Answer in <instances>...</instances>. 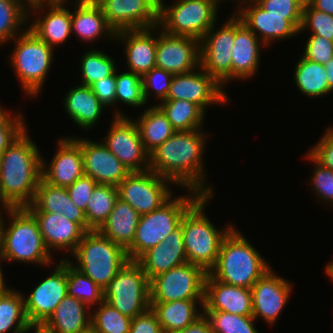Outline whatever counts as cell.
Instances as JSON below:
<instances>
[{
    "label": "cell",
    "instance_id": "6da1fadb",
    "mask_svg": "<svg viewBox=\"0 0 333 333\" xmlns=\"http://www.w3.org/2000/svg\"><path fill=\"white\" fill-rule=\"evenodd\" d=\"M202 130L176 131L149 154V170L181 188L213 196L214 188L205 182L203 155L208 137Z\"/></svg>",
    "mask_w": 333,
    "mask_h": 333
},
{
    "label": "cell",
    "instance_id": "7a4b0ae2",
    "mask_svg": "<svg viewBox=\"0 0 333 333\" xmlns=\"http://www.w3.org/2000/svg\"><path fill=\"white\" fill-rule=\"evenodd\" d=\"M27 131L0 156V204L9 208L30 205L42 178V155Z\"/></svg>",
    "mask_w": 333,
    "mask_h": 333
},
{
    "label": "cell",
    "instance_id": "3957f363",
    "mask_svg": "<svg viewBox=\"0 0 333 333\" xmlns=\"http://www.w3.org/2000/svg\"><path fill=\"white\" fill-rule=\"evenodd\" d=\"M269 269V263L234 226L223 238L217 262L208 273L224 284L251 289Z\"/></svg>",
    "mask_w": 333,
    "mask_h": 333
},
{
    "label": "cell",
    "instance_id": "277c9868",
    "mask_svg": "<svg viewBox=\"0 0 333 333\" xmlns=\"http://www.w3.org/2000/svg\"><path fill=\"white\" fill-rule=\"evenodd\" d=\"M5 213L11 222L3 223L1 261L36 263L42 267L53 263L34 215L26 207L8 208Z\"/></svg>",
    "mask_w": 333,
    "mask_h": 333
},
{
    "label": "cell",
    "instance_id": "5b68a950",
    "mask_svg": "<svg viewBox=\"0 0 333 333\" xmlns=\"http://www.w3.org/2000/svg\"><path fill=\"white\" fill-rule=\"evenodd\" d=\"M213 196L203 195L183 216L180 227L189 263L202 267L207 273L215 266L223 238L234 227L227 224L216 229L205 214V205Z\"/></svg>",
    "mask_w": 333,
    "mask_h": 333
},
{
    "label": "cell",
    "instance_id": "8992f818",
    "mask_svg": "<svg viewBox=\"0 0 333 333\" xmlns=\"http://www.w3.org/2000/svg\"><path fill=\"white\" fill-rule=\"evenodd\" d=\"M189 196L171 197L158 209L140 215L132 244L126 249L129 260L136 261L144 252L164 241L180 227L185 213L203 196L187 189Z\"/></svg>",
    "mask_w": 333,
    "mask_h": 333
},
{
    "label": "cell",
    "instance_id": "52a82bcc",
    "mask_svg": "<svg viewBox=\"0 0 333 333\" xmlns=\"http://www.w3.org/2000/svg\"><path fill=\"white\" fill-rule=\"evenodd\" d=\"M71 255L77 261L75 264L68 258L71 265L88 276L103 290L117 275V272L130 261L125 248L114 243L98 230L85 232Z\"/></svg>",
    "mask_w": 333,
    "mask_h": 333
},
{
    "label": "cell",
    "instance_id": "ba28073f",
    "mask_svg": "<svg viewBox=\"0 0 333 333\" xmlns=\"http://www.w3.org/2000/svg\"><path fill=\"white\" fill-rule=\"evenodd\" d=\"M12 41L15 48L10 63L25 95L35 97L40 93L51 69L54 49L25 28Z\"/></svg>",
    "mask_w": 333,
    "mask_h": 333
},
{
    "label": "cell",
    "instance_id": "9c48e42d",
    "mask_svg": "<svg viewBox=\"0 0 333 333\" xmlns=\"http://www.w3.org/2000/svg\"><path fill=\"white\" fill-rule=\"evenodd\" d=\"M219 5L217 0H176L166 6L161 0L158 27L168 34L201 40L216 24Z\"/></svg>",
    "mask_w": 333,
    "mask_h": 333
},
{
    "label": "cell",
    "instance_id": "30bf717a",
    "mask_svg": "<svg viewBox=\"0 0 333 333\" xmlns=\"http://www.w3.org/2000/svg\"><path fill=\"white\" fill-rule=\"evenodd\" d=\"M104 300L132 319L150 308V280L136 261L117 272L104 289Z\"/></svg>",
    "mask_w": 333,
    "mask_h": 333
},
{
    "label": "cell",
    "instance_id": "8fae6325",
    "mask_svg": "<svg viewBox=\"0 0 333 333\" xmlns=\"http://www.w3.org/2000/svg\"><path fill=\"white\" fill-rule=\"evenodd\" d=\"M207 272L189 262L150 280V302L204 300Z\"/></svg>",
    "mask_w": 333,
    "mask_h": 333
},
{
    "label": "cell",
    "instance_id": "7c38bea8",
    "mask_svg": "<svg viewBox=\"0 0 333 333\" xmlns=\"http://www.w3.org/2000/svg\"><path fill=\"white\" fill-rule=\"evenodd\" d=\"M116 108L103 144L130 172L149 170V153L144 148L135 119Z\"/></svg>",
    "mask_w": 333,
    "mask_h": 333
},
{
    "label": "cell",
    "instance_id": "4fadbf2b",
    "mask_svg": "<svg viewBox=\"0 0 333 333\" xmlns=\"http://www.w3.org/2000/svg\"><path fill=\"white\" fill-rule=\"evenodd\" d=\"M215 26L200 40V67L223 87L232 81L235 12L220 28L216 30Z\"/></svg>",
    "mask_w": 333,
    "mask_h": 333
},
{
    "label": "cell",
    "instance_id": "5bb4252c",
    "mask_svg": "<svg viewBox=\"0 0 333 333\" xmlns=\"http://www.w3.org/2000/svg\"><path fill=\"white\" fill-rule=\"evenodd\" d=\"M172 181L151 170L130 172L117 186L118 197L130 204L140 215L148 214L173 197Z\"/></svg>",
    "mask_w": 333,
    "mask_h": 333
},
{
    "label": "cell",
    "instance_id": "9a60e30c",
    "mask_svg": "<svg viewBox=\"0 0 333 333\" xmlns=\"http://www.w3.org/2000/svg\"><path fill=\"white\" fill-rule=\"evenodd\" d=\"M66 258H61L54 271L30 292L24 295L27 320L30 325H43L57 305L67 296Z\"/></svg>",
    "mask_w": 333,
    "mask_h": 333
},
{
    "label": "cell",
    "instance_id": "2e32d148",
    "mask_svg": "<svg viewBox=\"0 0 333 333\" xmlns=\"http://www.w3.org/2000/svg\"><path fill=\"white\" fill-rule=\"evenodd\" d=\"M177 99L195 103L204 112L209 106L229 101L224 87L201 67L189 73L174 74L165 100Z\"/></svg>",
    "mask_w": 333,
    "mask_h": 333
},
{
    "label": "cell",
    "instance_id": "e0dca14e",
    "mask_svg": "<svg viewBox=\"0 0 333 333\" xmlns=\"http://www.w3.org/2000/svg\"><path fill=\"white\" fill-rule=\"evenodd\" d=\"M155 31L158 33L156 67L173 74L189 73L200 67V40L168 34L158 26Z\"/></svg>",
    "mask_w": 333,
    "mask_h": 333
},
{
    "label": "cell",
    "instance_id": "ac0fdd59",
    "mask_svg": "<svg viewBox=\"0 0 333 333\" xmlns=\"http://www.w3.org/2000/svg\"><path fill=\"white\" fill-rule=\"evenodd\" d=\"M108 24L115 30L146 29L158 26L161 0H95Z\"/></svg>",
    "mask_w": 333,
    "mask_h": 333
},
{
    "label": "cell",
    "instance_id": "d6986e66",
    "mask_svg": "<svg viewBox=\"0 0 333 333\" xmlns=\"http://www.w3.org/2000/svg\"><path fill=\"white\" fill-rule=\"evenodd\" d=\"M291 289L289 281L269 269L251 288L255 320L260 317L269 325L275 324L290 298Z\"/></svg>",
    "mask_w": 333,
    "mask_h": 333
},
{
    "label": "cell",
    "instance_id": "ffe728a7",
    "mask_svg": "<svg viewBox=\"0 0 333 333\" xmlns=\"http://www.w3.org/2000/svg\"><path fill=\"white\" fill-rule=\"evenodd\" d=\"M57 143L51 163L47 165L42 158L41 175L48 184L66 188L84 175L81 145L71 136L61 137Z\"/></svg>",
    "mask_w": 333,
    "mask_h": 333
},
{
    "label": "cell",
    "instance_id": "44dd1931",
    "mask_svg": "<svg viewBox=\"0 0 333 333\" xmlns=\"http://www.w3.org/2000/svg\"><path fill=\"white\" fill-rule=\"evenodd\" d=\"M73 138L81 145L84 174L90 176L98 184L118 186L130 173L122 162L103 142L98 143L88 138Z\"/></svg>",
    "mask_w": 333,
    "mask_h": 333
},
{
    "label": "cell",
    "instance_id": "7402d4cb",
    "mask_svg": "<svg viewBox=\"0 0 333 333\" xmlns=\"http://www.w3.org/2000/svg\"><path fill=\"white\" fill-rule=\"evenodd\" d=\"M65 3H40L28 5V21L30 11L37 13L34 21L27 27L38 38L47 43L51 48L65 43L72 34L71 28V10L65 8ZM43 15V11H45ZM40 12V13H39ZM42 12V13H41ZM39 14V15H38ZM42 14V16H41Z\"/></svg>",
    "mask_w": 333,
    "mask_h": 333
},
{
    "label": "cell",
    "instance_id": "603a6c76",
    "mask_svg": "<svg viewBox=\"0 0 333 333\" xmlns=\"http://www.w3.org/2000/svg\"><path fill=\"white\" fill-rule=\"evenodd\" d=\"M235 12L265 47L276 40H287L299 34V30L285 16L270 15L254 0L243 2Z\"/></svg>",
    "mask_w": 333,
    "mask_h": 333
},
{
    "label": "cell",
    "instance_id": "cb8c5ba5",
    "mask_svg": "<svg viewBox=\"0 0 333 333\" xmlns=\"http://www.w3.org/2000/svg\"><path fill=\"white\" fill-rule=\"evenodd\" d=\"M203 311H222L241 316H252L251 289L224 284L207 273Z\"/></svg>",
    "mask_w": 333,
    "mask_h": 333
},
{
    "label": "cell",
    "instance_id": "d4e9b609",
    "mask_svg": "<svg viewBox=\"0 0 333 333\" xmlns=\"http://www.w3.org/2000/svg\"><path fill=\"white\" fill-rule=\"evenodd\" d=\"M152 32H155V27L116 32L117 42L121 40L120 43L125 44L128 71L143 76L156 67L157 37Z\"/></svg>",
    "mask_w": 333,
    "mask_h": 333
},
{
    "label": "cell",
    "instance_id": "484cf974",
    "mask_svg": "<svg viewBox=\"0 0 333 333\" xmlns=\"http://www.w3.org/2000/svg\"><path fill=\"white\" fill-rule=\"evenodd\" d=\"M136 262L149 280L187 263L181 227L170 233L164 241L144 252Z\"/></svg>",
    "mask_w": 333,
    "mask_h": 333
},
{
    "label": "cell",
    "instance_id": "4316f807",
    "mask_svg": "<svg viewBox=\"0 0 333 333\" xmlns=\"http://www.w3.org/2000/svg\"><path fill=\"white\" fill-rule=\"evenodd\" d=\"M36 218L44 243L51 250H65L73 253L82 240L85 231L62 214L31 212Z\"/></svg>",
    "mask_w": 333,
    "mask_h": 333
},
{
    "label": "cell",
    "instance_id": "83f0119b",
    "mask_svg": "<svg viewBox=\"0 0 333 333\" xmlns=\"http://www.w3.org/2000/svg\"><path fill=\"white\" fill-rule=\"evenodd\" d=\"M265 45L260 41L235 14V38L232 47V80H246L258 73L260 65L261 47Z\"/></svg>",
    "mask_w": 333,
    "mask_h": 333
},
{
    "label": "cell",
    "instance_id": "f1b7e54d",
    "mask_svg": "<svg viewBox=\"0 0 333 333\" xmlns=\"http://www.w3.org/2000/svg\"><path fill=\"white\" fill-rule=\"evenodd\" d=\"M26 208L30 212L62 214L87 232V221L84 211L71 201L66 188L50 185L42 178L38 183L33 202Z\"/></svg>",
    "mask_w": 333,
    "mask_h": 333
},
{
    "label": "cell",
    "instance_id": "f546056e",
    "mask_svg": "<svg viewBox=\"0 0 333 333\" xmlns=\"http://www.w3.org/2000/svg\"><path fill=\"white\" fill-rule=\"evenodd\" d=\"M75 10L71 12L72 34L84 42H93L100 37L115 40L116 32L108 24L101 7L92 0L74 2Z\"/></svg>",
    "mask_w": 333,
    "mask_h": 333
},
{
    "label": "cell",
    "instance_id": "4dcf8cb0",
    "mask_svg": "<svg viewBox=\"0 0 333 333\" xmlns=\"http://www.w3.org/2000/svg\"><path fill=\"white\" fill-rule=\"evenodd\" d=\"M89 312V306L67 295L43 326L53 333H84L91 329V315L87 314Z\"/></svg>",
    "mask_w": 333,
    "mask_h": 333
},
{
    "label": "cell",
    "instance_id": "1f68e13d",
    "mask_svg": "<svg viewBox=\"0 0 333 333\" xmlns=\"http://www.w3.org/2000/svg\"><path fill=\"white\" fill-rule=\"evenodd\" d=\"M64 108L75 125L86 131L97 125L103 109L106 108L90 86H75L64 97Z\"/></svg>",
    "mask_w": 333,
    "mask_h": 333
},
{
    "label": "cell",
    "instance_id": "d6a6232c",
    "mask_svg": "<svg viewBox=\"0 0 333 333\" xmlns=\"http://www.w3.org/2000/svg\"><path fill=\"white\" fill-rule=\"evenodd\" d=\"M198 302V303H197ZM163 333L182 330L204 315V300H176L171 302H150ZM201 306L202 311L198 309Z\"/></svg>",
    "mask_w": 333,
    "mask_h": 333
},
{
    "label": "cell",
    "instance_id": "836d02e7",
    "mask_svg": "<svg viewBox=\"0 0 333 333\" xmlns=\"http://www.w3.org/2000/svg\"><path fill=\"white\" fill-rule=\"evenodd\" d=\"M139 219L140 214L130 204L118 198L107 220L98 231L127 249L134 240Z\"/></svg>",
    "mask_w": 333,
    "mask_h": 333
},
{
    "label": "cell",
    "instance_id": "e575fe53",
    "mask_svg": "<svg viewBox=\"0 0 333 333\" xmlns=\"http://www.w3.org/2000/svg\"><path fill=\"white\" fill-rule=\"evenodd\" d=\"M137 119L135 123L144 148L149 154L176 132L157 105L147 107Z\"/></svg>",
    "mask_w": 333,
    "mask_h": 333
},
{
    "label": "cell",
    "instance_id": "d590c367",
    "mask_svg": "<svg viewBox=\"0 0 333 333\" xmlns=\"http://www.w3.org/2000/svg\"><path fill=\"white\" fill-rule=\"evenodd\" d=\"M9 288L7 286L0 293V333L31 332L25 313L24 294Z\"/></svg>",
    "mask_w": 333,
    "mask_h": 333
},
{
    "label": "cell",
    "instance_id": "8d00e7d4",
    "mask_svg": "<svg viewBox=\"0 0 333 333\" xmlns=\"http://www.w3.org/2000/svg\"><path fill=\"white\" fill-rule=\"evenodd\" d=\"M294 70L296 87L306 97L319 98L333 92L328 85L324 64L307 60L302 55Z\"/></svg>",
    "mask_w": 333,
    "mask_h": 333
},
{
    "label": "cell",
    "instance_id": "74e56055",
    "mask_svg": "<svg viewBox=\"0 0 333 333\" xmlns=\"http://www.w3.org/2000/svg\"><path fill=\"white\" fill-rule=\"evenodd\" d=\"M176 131H192L202 128L206 114L197 104L186 100H163L156 103Z\"/></svg>",
    "mask_w": 333,
    "mask_h": 333
},
{
    "label": "cell",
    "instance_id": "f35d334b",
    "mask_svg": "<svg viewBox=\"0 0 333 333\" xmlns=\"http://www.w3.org/2000/svg\"><path fill=\"white\" fill-rule=\"evenodd\" d=\"M118 198V188L116 186L96 185L84 212L87 221V231L98 230L102 226Z\"/></svg>",
    "mask_w": 333,
    "mask_h": 333
},
{
    "label": "cell",
    "instance_id": "ab89813d",
    "mask_svg": "<svg viewBox=\"0 0 333 333\" xmlns=\"http://www.w3.org/2000/svg\"><path fill=\"white\" fill-rule=\"evenodd\" d=\"M28 5V0H0V45L10 42L19 35L20 30H25Z\"/></svg>",
    "mask_w": 333,
    "mask_h": 333
},
{
    "label": "cell",
    "instance_id": "60d3db41",
    "mask_svg": "<svg viewBox=\"0 0 333 333\" xmlns=\"http://www.w3.org/2000/svg\"><path fill=\"white\" fill-rule=\"evenodd\" d=\"M67 295L85 303L91 309L104 300V290L66 259Z\"/></svg>",
    "mask_w": 333,
    "mask_h": 333
},
{
    "label": "cell",
    "instance_id": "b9f144b4",
    "mask_svg": "<svg viewBox=\"0 0 333 333\" xmlns=\"http://www.w3.org/2000/svg\"><path fill=\"white\" fill-rule=\"evenodd\" d=\"M80 61L81 84L86 86L112 75L117 69L111 56L94 48L85 52Z\"/></svg>",
    "mask_w": 333,
    "mask_h": 333
},
{
    "label": "cell",
    "instance_id": "7bdbcfd3",
    "mask_svg": "<svg viewBox=\"0 0 333 333\" xmlns=\"http://www.w3.org/2000/svg\"><path fill=\"white\" fill-rule=\"evenodd\" d=\"M91 314V329L95 333H129L132 318L103 300Z\"/></svg>",
    "mask_w": 333,
    "mask_h": 333
},
{
    "label": "cell",
    "instance_id": "ee69618b",
    "mask_svg": "<svg viewBox=\"0 0 333 333\" xmlns=\"http://www.w3.org/2000/svg\"><path fill=\"white\" fill-rule=\"evenodd\" d=\"M213 333H259L253 316H241L222 311H204Z\"/></svg>",
    "mask_w": 333,
    "mask_h": 333
},
{
    "label": "cell",
    "instance_id": "f6af8a7d",
    "mask_svg": "<svg viewBox=\"0 0 333 333\" xmlns=\"http://www.w3.org/2000/svg\"><path fill=\"white\" fill-rule=\"evenodd\" d=\"M116 69V100L133 107H142L145 104L142 87V76L131 71L117 73Z\"/></svg>",
    "mask_w": 333,
    "mask_h": 333
},
{
    "label": "cell",
    "instance_id": "bcb514c9",
    "mask_svg": "<svg viewBox=\"0 0 333 333\" xmlns=\"http://www.w3.org/2000/svg\"><path fill=\"white\" fill-rule=\"evenodd\" d=\"M307 28L311 29V34L333 41V16L313 8L308 2L303 5L299 34Z\"/></svg>",
    "mask_w": 333,
    "mask_h": 333
},
{
    "label": "cell",
    "instance_id": "7dc6e473",
    "mask_svg": "<svg viewBox=\"0 0 333 333\" xmlns=\"http://www.w3.org/2000/svg\"><path fill=\"white\" fill-rule=\"evenodd\" d=\"M173 76V73L165 71L159 67H154L149 72L145 73L142 76L143 96L145 102L148 103L151 92L152 94L154 93V98L159 99V103L165 100L169 93Z\"/></svg>",
    "mask_w": 333,
    "mask_h": 333
},
{
    "label": "cell",
    "instance_id": "c3c4849f",
    "mask_svg": "<svg viewBox=\"0 0 333 333\" xmlns=\"http://www.w3.org/2000/svg\"><path fill=\"white\" fill-rule=\"evenodd\" d=\"M270 15L285 16L298 30L304 3L301 0H254Z\"/></svg>",
    "mask_w": 333,
    "mask_h": 333
},
{
    "label": "cell",
    "instance_id": "681fc988",
    "mask_svg": "<svg viewBox=\"0 0 333 333\" xmlns=\"http://www.w3.org/2000/svg\"><path fill=\"white\" fill-rule=\"evenodd\" d=\"M305 158L309 159L313 165L315 164L310 183L312 191L315 192V198L324 201L325 204H333V170L316 162L308 153Z\"/></svg>",
    "mask_w": 333,
    "mask_h": 333
},
{
    "label": "cell",
    "instance_id": "f907efd6",
    "mask_svg": "<svg viewBox=\"0 0 333 333\" xmlns=\"http://www.w3.org/2000/svg\"><path fill=\"white\" fill-rule=\"evenodd\" d=\"M23 113H10L0 122V156L8 146L26 130Z\"/></svg>",
    "mask_w": 333,
    "mask_h": 333
},
{
    "label": "cell",
    "instance_id": "816d5d0a",
    "mask_svg": "<svg viewBox=\"0 0 333 333\" xmlns=\"http://www.w3.org/2000/svg\"><path fill=\"white\" fill-rule=\"evenodd\" d=\"M307 39L303 53L307 60L325 64L333 58V41L313 34Z\"/></svg>",
    "mask_w": 333,
    "mask_h": 333
},
{
    "label": "cell",
    "instance_id": "f5cc1de1",
    "mask_svg": "<svg viewBox=\"0 0 333 333\" xmlns=\"http://www.w3.org/2000/svg\"><path fill=\"white\" fill-rule=\"evenodd\" d=\"M97 184L90 176L84 174L71 185L67 186L66 190L71 201L85 212L88 200Z\"/></svg>",
    "mask_w": 333,
    "mask_h": 333
},
{
    "label": "cell",
    "instance_id": "db71d44e",
    "mask_svg": "<svg viewBox=\"0 0 333 333\" xmlns=\"http://www.w3.org/2000/svg\"><path fill=\"white\" fill-rule=\"evenodd\" d=\"M320 140L308 153L316 162L333 170V127L327 128Z\"/></svg>",
    "mask_w": 333,
    "mask_h": 333
},
{
    "label": "cell",
    "instance_id": "11a10c76",
    "mask_svg": "<svg viewBox=\"0 0 333 333\" xmlns=\"http://www.w3.org/2000/svg\"><path fill=\"white\" fill-rule=\"evenodd\" d=\"M91 90L99 101L106 107L115 106L116 100V71L102 80H98L90 85Z\"/></svg>",
    "mask_w": 333,
    "mask_h": 333
},
{
    "label": "cell",
    "instance_id": "9f6ffc18",
    "mask_svg": "<svg viewBox=\"0 0 333 333\" xmlns=\"http://www.w3.org/2000/svg\"><path fill=\"white\" fill-rule=\"evenodd\" d=\"M129 333H163L155 313L149 308L131 320Z\"/></svg>",
    "mask_w": 333,
    "mask_h": 333
},
{
    "label": "cell",
    "instance_id": "6f0895ef",
    "mask_svg": "<svg viewBox=\"0 0 333 333\" xmlns=\"http://www.w3.org/2000/svg\"><path fill=\"white\" fill-rule=\"evenodd\" d=\"M168 333H213L209 320L203 315L196 322L182 330H176Z\"/></svg>",
    "mask_w": 333,
    "mask_h": 333
},
{
    "label": "cell",
    "instance_id": "680465c9",
    "mask_svg": "<svg viewBox=\"0 0 333 333\" xmlns=\"http://www.w3.org/2000/svg\"><path fill=\"white\" fill-rule=\"evenodd\" d=\"M315 9L333 16V0H308Z\"/></svg>",
    "mask_w": 333,
    "mask_h": 333
},
{
    "label": "cell",
    "instance_id": "91938a15",
    "mask_svg": "<svg viewBox=\"0 0 333 333\" xmlns=\"http://www.w3.org/2000/svg\"><path fill=\"white\" fill-rule=\"evenodd\" d=\"M329 88L333 91V58L324 64Z\"/></svg>",
    "mask_w": 333,
    "mask_h": 333
},
{
    "label": "cell",
    "instance_id": "94428289",
    "mask_svg": "<svg viewBox=\"0 0 333 333\" xmlns=\"http://www.w3.org/2000/svg\"><path fill=\"white\" fill-rule=\"evenodd\" d=\"M67 1V2H66ZM69 0H28L29 4H40V3H69ZM76 1V0H74Z\"/></svg>",
    "mask_w": 333,
    "mask_h": 333
},
{
    "label": "cell",
    "instance_id": "6125c7cd",
    "mask_svg": "<svg viewBox=\"0 0 333 333\" xmlns=\"http://www.w3.org/2000/svg\"><path fill=\"white\" fill-rule=\"evenodd\" d=\"M2 208H0V211L1 209H3V211H6L9 207L7 206H0ZM2 215V216H1ZM5 218H3V214H2V211L0 212V251H1V247H2V229H3V223H4V220Z\"/></svg>",
    "mask_w": 333,
    "mask_h": 333
},
{
    "label": "cell",
    "instance_id": "be15d7a7",
    "mask_svg": "<svg viewBox=\"0 0 333 333\" xmlns=\"http://www.w3.org/2000/svg\"><path fill=\"white\" fill-rule=\"evenodd\" d=\"M31 330L34 333H53L52 331L46 329L43 325H31Z\"/></svg>",
    "mask_w": 333,
    "mask_h": 333
},
{
    "label": "cell",
    "instance_id": "e7e4bbea",
    "mask_svg": "<svg viewBox=\"0 0 333 333\" xmlns=\"http://www.w3.org/2000/svg\"><path fill=\"white\" fill-rule=\"evenodd\" d=\"M1 262V259H0ZM1 266V265H0ZM3 269L0 267V293H2L7 287L6 283H5V279L3 276Z\"/></svg>",
    "mask_w": 333,
    "mask_h": 333
},
{
    "label": "cell",
    "instance_id": "03108f58",
    "mask_svg": "<svg viewBox=\"0 0 333 333\" xmlns=\"http://www.w3.org/2000/svg\"><path fill=\"white\" fill-rule=\"evenodd\" d=\"M326 274L329 276L330 280L333 281V261L327 263L325 267Z\"/></svg>",
    "mask_w": 333,
    "mask_h": 333
},
{
    "label": "cell",
    "instance_id": "003e7915",
    "mask_svg": "<svg viewBox=\"0 0 333 333\" xmlns=\"http://www.w3.org/2000/svg\"><path fill=\"white\" fill-rule=\"evenodd\" d=\"M10 113L0 105V122H2Z\"/></svg>",
    "mask_w": 333,
    "mask_h": 333
},
{
    "label": "cell",
    "instance_id": "a7ac6f4b",
    "mask_svg": "<svg viewBox=\"0 0 333 333\" xmlns=\"http://www.w3.org/2000/svg\"><path fill=\"white\" fill-rule=\"evenodd\" d=\"M219 3H222V0H217ZM229 1H231V0H229ZM234 1H237V6H239L240 4H242L243 2H246V1H252V0H233V2Z\"/></svg>",
    "mask_w": 333,
    "mask_h": 333
},
{
    "label": "cell",
    "instance_id": "89a4df30",
    "mask_svg": "<svg viewBox=\"0 0 333 333\" xmlns=\"http://www.w3.org/2000/svg\"><path fill=\"white\" fill-rule=\"evenodd\" d=\"M84 333H95V332L92 329H90V330H88V331H86Z\"/></svg>",
    "mask_w": 333,
    "mask_h": 333
},
{
    "label": "cell",
    "instance_id": "2644e50d",
    "mask_svg": "<svg viewBox=\"0 0 333 333\" xmlns=\"http://www.w3.org/2000/svg\"><path fill=\"white\" fill-rule=\"evenodd\" d=\"M304 4L306 3V2H308V0H301Z\"/></svg>",
    "mask_w": 333,
    "mask_h": 333
}]
</instances>
